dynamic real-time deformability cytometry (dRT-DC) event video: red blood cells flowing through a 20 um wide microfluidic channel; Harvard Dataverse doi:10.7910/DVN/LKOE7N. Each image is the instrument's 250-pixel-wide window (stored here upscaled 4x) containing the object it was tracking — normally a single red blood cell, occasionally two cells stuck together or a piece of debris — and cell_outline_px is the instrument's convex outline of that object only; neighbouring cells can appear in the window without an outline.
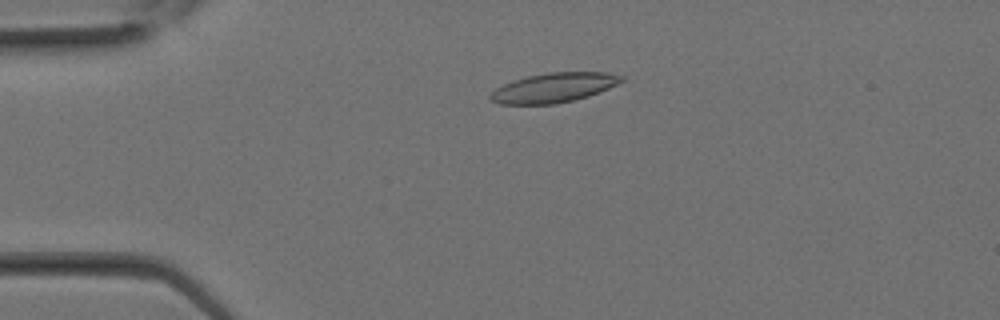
{"species": "Egyptian fruit bat (a non-hibernating species)", "species_latin": "Rousettus aegyptiacus", "temperature_condition": "room temperature", "stored_images_in_passage": 25, "camera_frame_rate_fps": 3000, "um_per_image_px": 0.085, "animal": {"sex": "female"}, "frame": {"image": 1, "passage_image": 2, "time_ms": 0.333, "image_size_px": [1000, 320], "cell_outline_px": [[624, 80], [608, 88], [588, 96], [556, 104], [500, 104], [488, 100], [488, 96], [496, 88], [512, 80], [528, 76], [548, 72], [608, 72], [624, 76]], "centroid_in_image_um": [47.04, 7.45], "position_along_channel_um": 38.0, "area_um2": 22.54}}
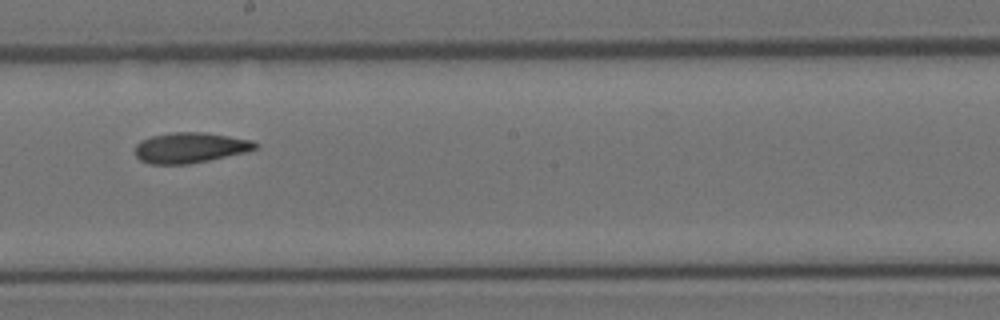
{"frame": {"image": 2, "passage_image": 12, "time_ms": 3.667, "image_size_px": [1000, 320], "cell_outline_px": [[260, 144], [256, 148], [244, 152], [208, 160], [188, 164], [148, 164], [140, 160], [136, 156], [136, 144], [140, 140], [152, 136], [172, 132], [204, 132], [252, 140]], "centroid_in_image_um": [16.13, 12.55], "position_along_channel_um": 232.1, "area_um2": 21.21}}
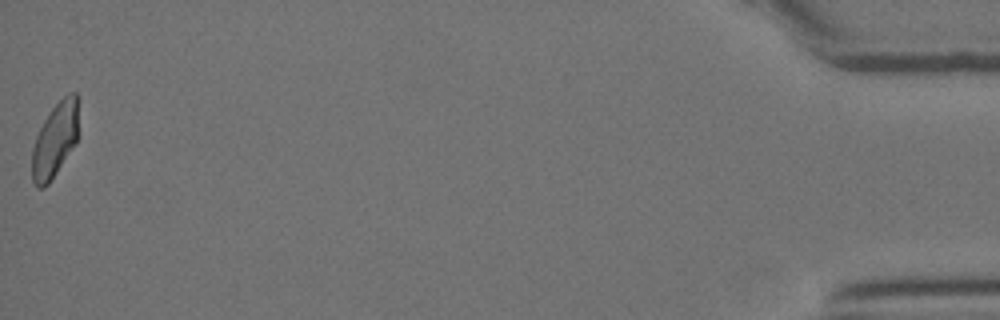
{"frame": {"image": 3, "passage_image": 25, "time_ms": 8.0, "image_size_px": [1000, 320], "cell_outline_px": [[80, 100], [76, 140], [56, 172], [48, 184], [44, 188], [36, 188], [32, 180], [32, 148], [36, 136], [44, 120], [52, 108], [68, 92], [76, 92], [80, 96]], "centroid_in_image_um": [4.68, 11.83], "position_along_channel_um": 430.5, "area_um2": 20.17}}